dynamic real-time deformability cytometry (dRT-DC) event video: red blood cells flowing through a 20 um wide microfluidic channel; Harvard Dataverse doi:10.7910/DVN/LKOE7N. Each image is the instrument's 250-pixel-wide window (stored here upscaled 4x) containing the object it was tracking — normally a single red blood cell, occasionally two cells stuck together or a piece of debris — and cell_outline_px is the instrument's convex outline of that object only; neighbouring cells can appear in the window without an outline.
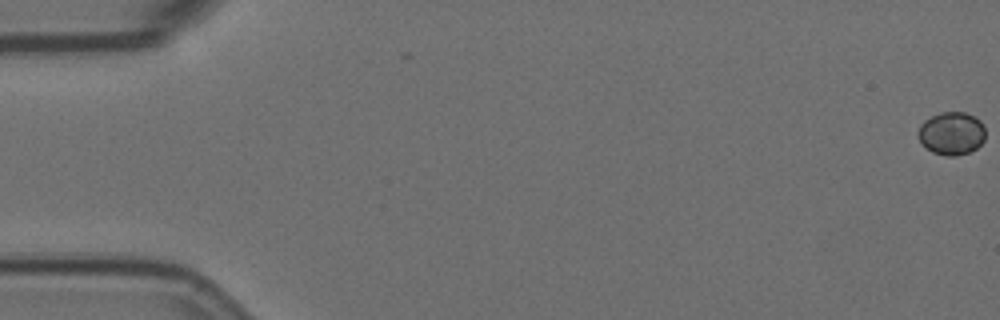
{"species": "Egyptian fruit bat (a non-hibernating species)", "species_latin": "Rousettus aegyptiacus", "temperature_condition": "room temperature", "stored_images_in_passage": 41, "camera_frame_rate_fps": 3000, "um_per_image_px": 0.085, "animal": {"sex": "female"}, "frame": {"image": 1, "passage_image": 1, "time_ms": 0.0, "image_size_px": [1000, 320], "cell_outline_px": [[984, 140], [976, 148], [968, 152], [956, 156], [948, 156], [932, 152], [920, 140], [916, 132], [920, 124], [924, 120], [940, 112], [964, 112], [976, 116], [980, 120], [984, 128]], "centroid_in_image_um": [80.87, 11.32], "position_along_channel_um": 4.1, "area_um2": 16.82}}
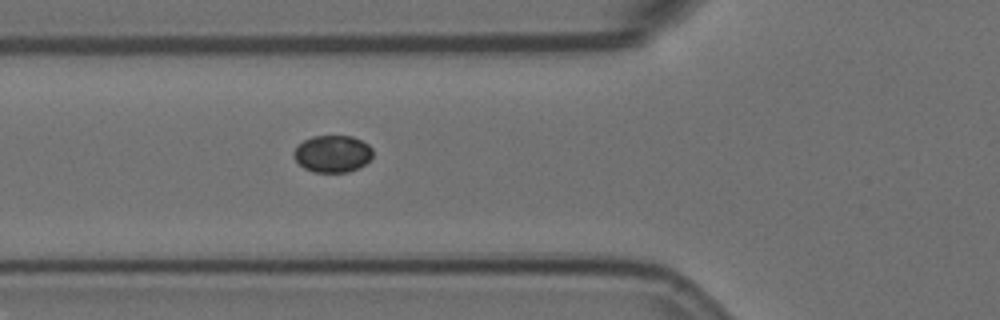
{"frame": {"image": 2, "passage_image": 22, "time_ms": 7.0, "image_size_px": [1000, 320], "cell_outline_px": [[372, 156], [364, 164], [348, 172], [312, 172], [304, 168], [292, 156], [292, 152], [304, 140], [312, 136], [352, 136], [368, 144], [372, 148]], "centroid_in_image_um": [28.24, 13.07], "position_along_channel_um": 97.6, "area_um2": 16.94}}
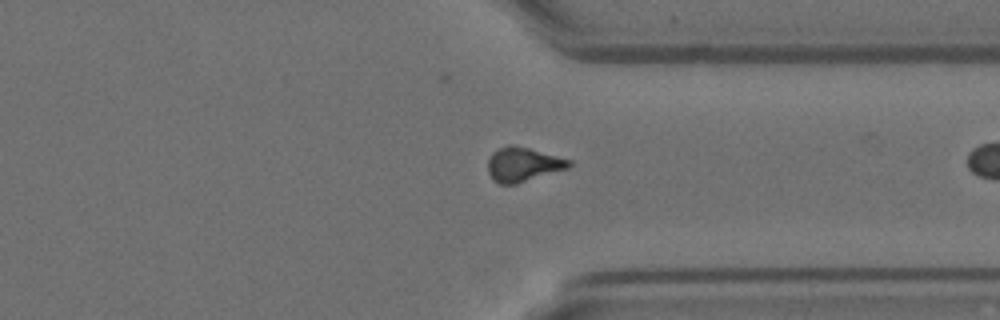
{"frame": {"image": 3, "passage_image": 40, "time_ms": 13.0, "image_size_px": [1000, 320], "cell_outline_px": [[572, 164], [568, 168], [516, 184], [500, 184], [492, 180], [488, 172], [488, 160], [492, 152], [508, 144], [512, 144], [528, 148], [572, 160]], "centroid_in_image_um": [44.44, 13.98], "position_along_channel_um": 367.0, "area_um2": 16.18}}